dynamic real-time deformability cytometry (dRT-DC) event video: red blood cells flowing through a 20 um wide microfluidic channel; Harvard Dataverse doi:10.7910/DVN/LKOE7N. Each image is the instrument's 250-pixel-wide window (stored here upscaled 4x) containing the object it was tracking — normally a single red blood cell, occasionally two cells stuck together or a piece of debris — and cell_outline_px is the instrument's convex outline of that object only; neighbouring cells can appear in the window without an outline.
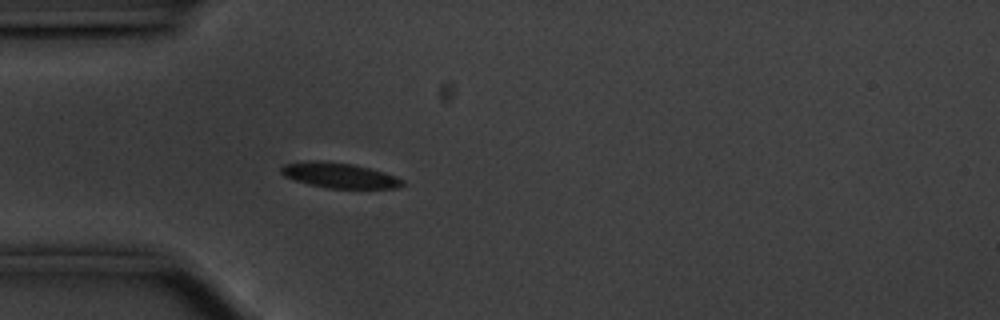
{"species": "common noctule bat (a hibernating species)", "species_latin": "Nyctalus noctula", "temperature_condition": "cold", "stored_images_in_passage": 51, "camera_frame_rate_fps": 3000, "um_per_image_px": 0.085, "animal": {"sex": "male", "body_mass_g": 20.1, "forearm_length_mm": 53.5}, "frame": {"image": 1, "passage_image": 10, "time_ms": 3.0, "image_size_px": [1000, 320], "cell_outline_px": [[404, 184], [400, 188], [328, 188], [308, 184], [284, 176], [280, 172], [280, 168], [284, 164], [312, 160], [316, 160], [352, 164], [384, 172], [396, 176], [404, 180]], "centroid_in_image_um": [28.85, 14.91], "position_along_channel_um": 56.1, "area_um2": 17.74}}
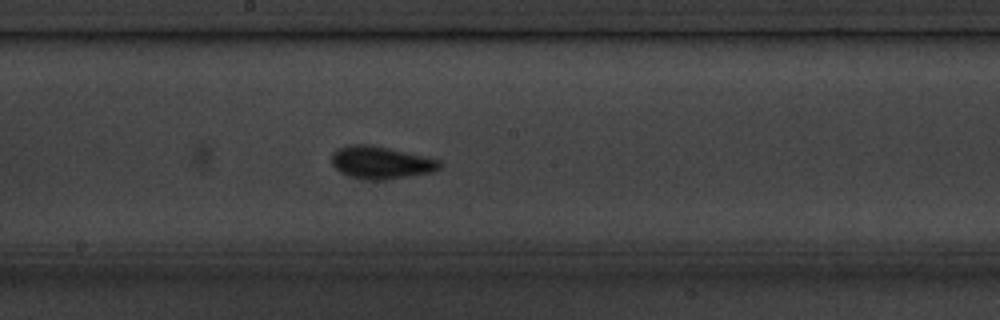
{"frame": {"image": 2, "passage_image": 24, "time_ms": 7.667, "image_size_px": [1000, 320], "cell_outline_px": [[440, 168], [432, 172], [384, 180], [368, 180], [348, 176], [340, 172], [332, 164], [332, 152], [336, 148], [348, 144], [364, 144], [388, 148], [424, 156], [440, 160]], "centroid_in_image_um": [32.33, 13.81], "position_along_channel_um": 215.9, "area_um2": 20.4}}
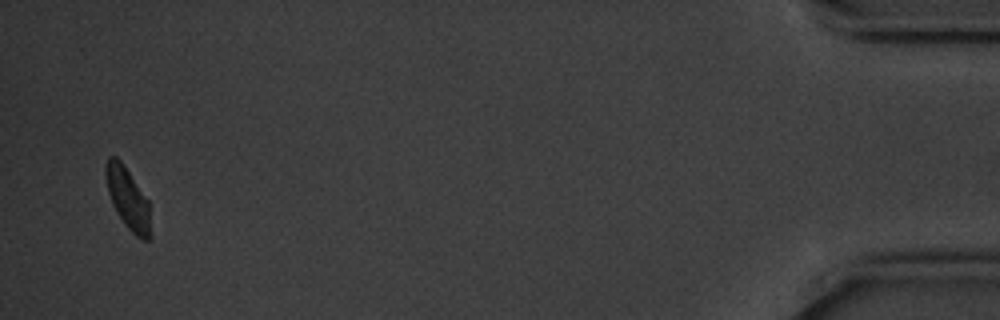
{"frame": {"image": 3, "passage_image": 49, "time_ms": 16.0, "image_size_px": [1000, 320], "cell_outline_px": [[152, 236], [148, 240], [144, 240], [136, 236], [124, 224], [116, 212], [112, 204], [108, 192], [104, 172], [104, 164], [108, 156], [116, 156], [120, 160], [148, 200]], "centroid_in_image_um": [10.85, 16.88], "position_along_channel_um": 424.3, "area_um2": 16.18}, "authors_computed_cell_mechanics": {"area_um2": 17.5712, "velocity_mm_per_s": 3.5199, "shape_relaxation_time_tau1_ms": 2.5749, "shape_relaxation_time_tau2_ms": 2.1063, "deformation_change_tau1": 0.0837, "deformation_change_tau2": 0.0457}}